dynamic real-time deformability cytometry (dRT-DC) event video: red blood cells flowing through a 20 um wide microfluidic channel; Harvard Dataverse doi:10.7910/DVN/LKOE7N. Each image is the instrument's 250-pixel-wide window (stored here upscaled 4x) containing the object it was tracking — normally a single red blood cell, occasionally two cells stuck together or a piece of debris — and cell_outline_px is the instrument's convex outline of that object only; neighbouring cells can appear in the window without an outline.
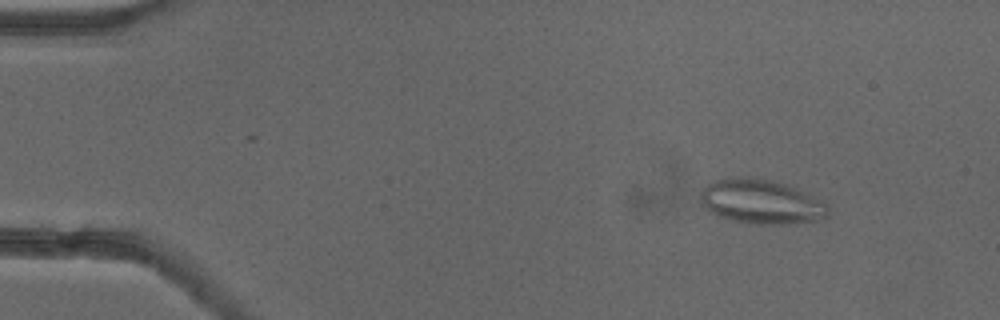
{"species": "common noctule bat (a hibernating species)", "species_latin": "Nyctalus noctula", "temperature_condition": "cold", "stored_images_in_passage": 47, "camera_frame_rate_fps": 3000, "um_per_image_px": 0.085, "animal": {"sex": "female"}, "frame": {"image": 1, "passage_image": 7, "time_ms": 2.0, "image_size_px": [1000, 320], "cell_outline_px": [[828, 216], [824, 220], [788, 224], [756, 224], [716, 216], [708, 212], [700, 204], [700, 192], [712, 180], [772, 180], [788, 184], [824, 200], [828, 204]], "centroid_in_image_um": [64.77, 17.19], "position_along_channel_um": 20.2, "area_um2": 32.83}}
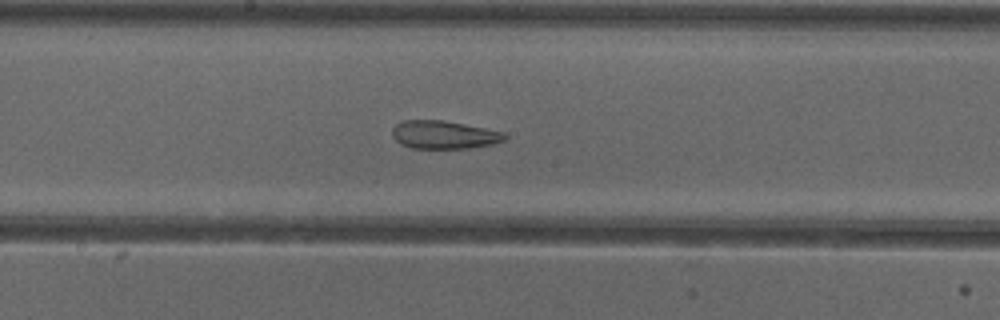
{"frame": {"image": 2, "passage_image": 29, "time_ms": 9.333, "image_size_px": [1000, 320], "cell_outline_px": [[508, 136], [504, 140], [492, 144], [468, 148], [412, 148], [400, 144], [392, 136], [392, 128], [396, 124], [404, 120], [444, 120], [504, 132]], "centroid_in_image_um": [37.72, 11.45], "position_along_channel_um": 210.5, "area_um2": 18.38}}
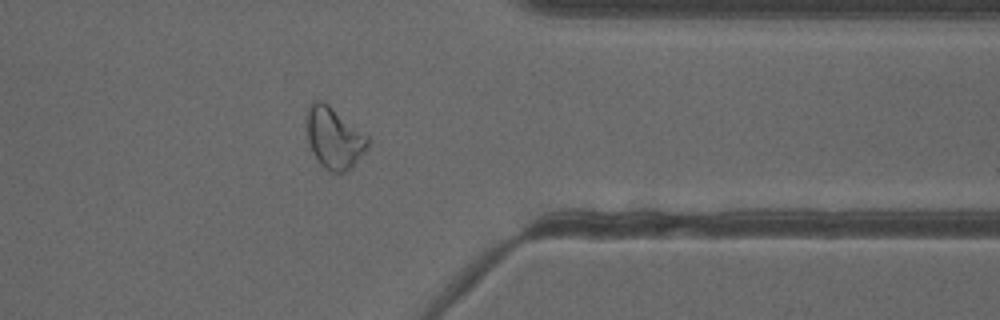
{"frame": {"image": 3, "passage_image": 43, "time_ms": 14.0, "image_size_px": [1000, 320], "cell_outline_px": [[372, 140], [368, 148], [352, 168], [340, 176], [324, 168], [316, 160], [308, 144], [308, 104], [312, 100], [320, 100], [328, 104], [368, 136]], "centroid_in_image_um": [28.43, 11.78], "position_along_channel_um": 383.0, "area_um2": 22.2}, "authors_computed_cell_mechanics": {"area_um2": 21.7328, "velocity_mm_per_s": 3.9074, "shape_relaxation_time_tau1_ms": null, "shape_relaxation_time_tau2_ms": 2.6709, "deformation_change_tau1": null, "deformation_change_tau2": 0.1093}}